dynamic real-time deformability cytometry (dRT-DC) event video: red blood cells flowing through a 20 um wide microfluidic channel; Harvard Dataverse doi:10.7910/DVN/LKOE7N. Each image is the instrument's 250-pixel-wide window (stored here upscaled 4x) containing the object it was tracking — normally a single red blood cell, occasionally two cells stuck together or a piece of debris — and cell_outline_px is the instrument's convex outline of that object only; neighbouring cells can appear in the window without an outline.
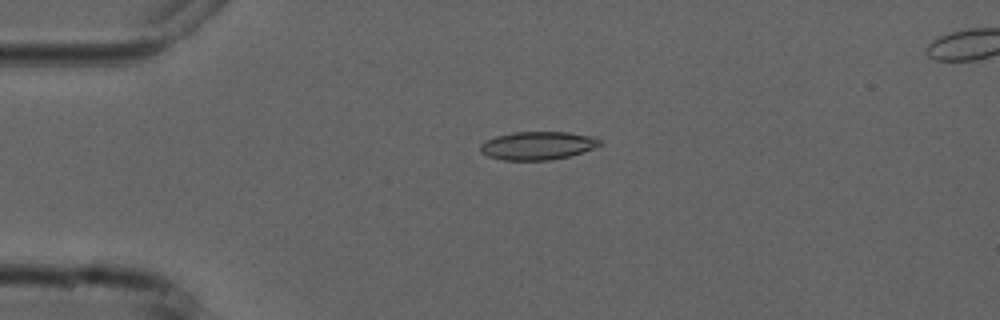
{"species": "common noctule bat (a hibernating species)", "species_latin": "Nyctalus noctula", "temperature_condition": "cold", "stored_images_in_passage": 6, "camera_frame_rate_fps": 3000, "um_per_image_px": 0.085, "animal": {"sex": "male", "forearm_length_mm": 52.5}, "frame": {"image": 1, "passage_image": 4, "time_ms": 3.333, "image_size_px": [1000, 320], "cell_outline_px": [[600, 144], [592, 148], [568, 156], [548, 160], [504, 160], [488, 156], [480, 152], [480, 144], [496, 136], [512, 132], [568, 132], [588, 136], [600, 140]], "centroid_in_image_um": [45.63, 12.37], "position_along_channel_um": 39.4, "area_um2": 19.25}}
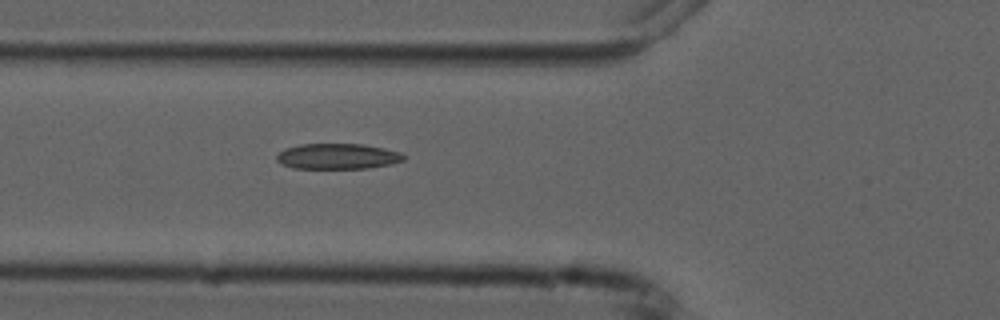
{"frame": {"image": 2, "passage_image": 6, "time_ms": 5.667, "image_size_px": [1000, 320], "cell_outline_px": [[404, 160], [392, 164], [368, 168], [292, 168], [280, 164], [276, 160], [276, 156], [284, 148], [300, 144], [360, 144], [384, 148], [400, 152], [404, 156]], "centroid_in_image_um": [28.66, 13.29], "position_along_channel_um": 97.1, "area_um2": 18.96}}